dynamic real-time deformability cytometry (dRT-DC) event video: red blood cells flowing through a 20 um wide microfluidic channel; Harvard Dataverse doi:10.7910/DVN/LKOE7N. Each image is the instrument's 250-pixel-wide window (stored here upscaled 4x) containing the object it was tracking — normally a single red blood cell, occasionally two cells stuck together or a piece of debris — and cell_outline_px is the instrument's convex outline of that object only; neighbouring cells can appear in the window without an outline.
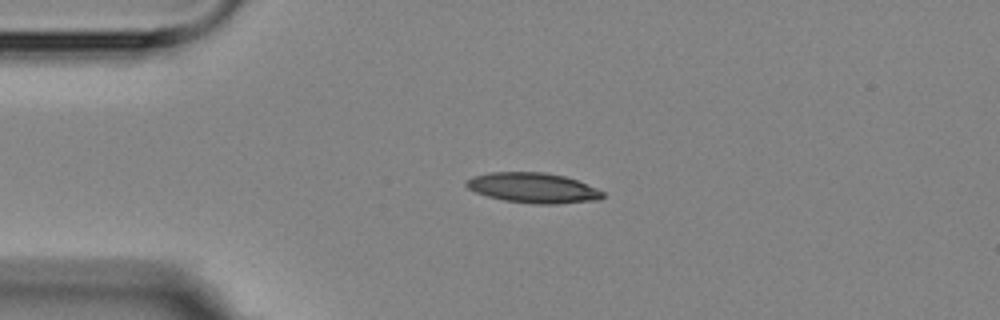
{"species": "Egyptian fruit bat (a non-hibernating species)", "species_latin": "Rousettus aegyptiacus", "temperature_condition": "room temperature", "stored_images_in_passage": 5, "camera_frame_rate_fps": 3000, "um_per_image_px": 0.085, "animal": {"sex": "female"}, "frame": {"image": 1, "passage_image": 3, "time_ms": 2.333, "image_size_px": [1000, 320], "cell_outline_px": [[604, 196], [600, 200], [556, 204], [536, 204], [504, 200], [488, 196], [476, 192], [468, 188], [464, 184], [464, 180], [472, 176], [492, 172], [544, 172], [564, 176], [576, 180], [604, 192]], "centroid_in_image_um": [45.29, 15.97], "position_along_channel_um": 39.7, "area_um2": 23.93}}
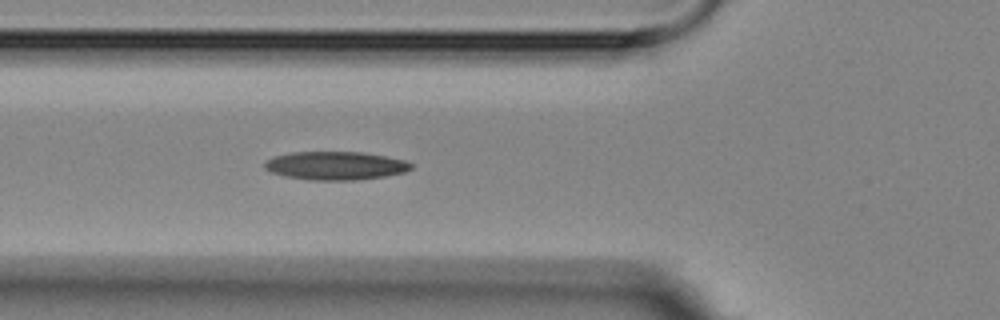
{"frame": {"image": 2, "passage_image": 5, "time_ms": 4.667, "image_size_px": [1000, 320], "cell_outline_px": [[412, 168], [404, 172], [384, 176], [356, 180], [308, 180], [284, 176], [272, 172], [264, 168], [264, 164], [272, 156], [292, 152], [360, 152], [384, 156], [404, 160], [412, 164]], "centroid_in_image_um": [28.48, 14.08], "position_along_channel_um": 97.3, "area_um2": 24.1}}